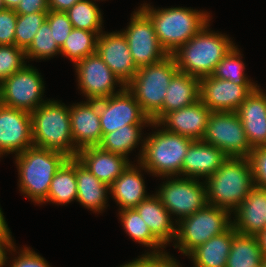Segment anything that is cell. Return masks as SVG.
I'll return each mask as SVG.
<instances>
[{
	"label": "cell",
	"mask_w": 266,
	"mask_h": 267,
	"mask_svg": "<svg viewBox=\"0 0 266 267\" xmlns=\"http://www.w3.org/2000/svg\"><path fill=\"white\" fill-rule=\"evenodd\" d=\"M261 267H266V260L263 261L262 266Z\"/></svg>",
	"instance_id": "obj_51"
},
{
	"label": "cell",
	"mask_w": 266,
	"mask_h": 267,
	"mask_svg": "<svg viewBox=\"0 0 266 267\" xmlns=\"http://www.w3.org/2000/svg\"><path fill=\"white\" fill-rule=\"evenodd\" d=\"M252 149L266 146V94L259 86L236 110Z\"/></svg>",
	"instance_id": "obj_20"
},
{
	"label": "cell",
	"mask_w": 266,
	"mask_h": 267,
	"mask_svg": "<svg viewBox=\"0 0 266 267\" xmlns=\"http://www.w3.org/2000/svg\"><path fill=\"white\" fill-rule=\"evenodd\" d=\"M144 3L139 8L151 19L159 44L168 55L195 36L208 22L210 13L191 8L154 9Z\"/></svg>",
	"instance_id": "obj_2"
},
{
	"label": "cell",
	"mask_w": 266,
	"mask_h": 267,
	"mask_svg": "<svg viewBox=\"0 0 266 267\" xmlns=\"http://www.w3.org/2000/svg\"><path fill=\"white\" fill-rule=\"evenodd\" d=\"M98 35L83 29L73 28L66 38L60 54L68 57L73 64L96 53Z\"/></svg>",
	"instance_id": "obj_33"
},
{
	"label": "cell",
	"mask_w": 266,
	"mask_h": 267,
	"mask_svg": "<svg viewBox=\"0 0 266 267\" xmlns=\"http://www.w3.org/2000/svg\"><path fill=\"white\" fill-rule=\"evenodd\" d=\"M162 109L151 119L157 122L165 113L190 106L200 100V79L177 72L166 90Z\"/></svg>",
	"instance_id": "obj_25"
},
{
	"label": "cell",
	"mask_w": 266,
	"mask_h": 267,
	"mask_svg": "<svg viewBox=\"0 0 266 267\" xmlns=\"http://www.w3.org/2000/svg\"><path fill=\"white\" fill-rule=\"evenodd\" d=\"M32 146L31 113L0 103V157Z\"/></svg>",
	"instance_id": "obj_16"
},
{
	"label": "cell",
	"mask_w": 266,
	"mask_h": 267,
	"mask_svg": "<svg viewBox=\"0 0 266 267\" xmlns=\"http://www.w3.org/2000/svg\"><path fill=\"white\" fill-rule=\"evenodd\" d=\"M78 1L81 0H49V9L51 11L66 12Z\"/></svg>",
	"instance_id": "obj_46"
},
{
	"label": "cell",
	"mask_w": 266,
	"mask_h": 267,
	"mask_svg": "<svg viewBox=\"0 0 266 267\" xmlns=\"http://www.w3.org/2000/svg\"><path fill=\"white\" fill-rule=\"evenodd\" d=\"M139 165L129 164L109 186L110 192L108 194H112L113 199L119 205V210L135 208L141 201L150 196L146 194L145 181L141 174L143 167L141 164Z\"/></svg>",
	"instance_id": "obj_24"
},
{
	"label": "cell",
	"mask_w": 266,
	"mask_h": 267,
	"mask_svg": "<svg viewBox=\"0 0 266 267\" xmlns=\"http://www.w3.org/2000/svg\"><path fill=\"white\" fill-rule=\"evenodd\" d=\"M17 13L14 9L0 11V45H15Z\"/></svg>",
	"instance_id": "obj_41"
},
{
	"label": "cell",
	"mask_w": 266,
	"mask_h": 267,
	"mask_svg": "<svg viewBox=\"0 0 266 267\" xmlns=\"http://www.w3.org/2000/svg\"><path fill=\"white\" fill-rule=\"evenodd\" d=\"M74 200H77L76 158H68L53 177L42 203L65 205Z\"/></svg>",
	"instance_id": "obj_29"
},
{
	"label": "cell",
	"mask_w": 266,
	"mask_h": 267,
	"mask_svg": "<svg viewBox=\"0 0 266 267\" xmlns=\"http://www.w3.org/2000/svg\"><path fill=\"white\" fill-rule=\"evenodd\" d=\"M227 158L219 148L202 140H195L183 159L182 176L206 179L213 175Z\"/></svg>",
	"instance_id": "obj_22"
},
{
	"label": "cell",
	"mask_w": 266,
	"mask_h": 267,
	"mask_svg": "<svg viewBox=\"0 0 266 267\" xmlns=\"http://www.w3.org/2000/svg\"><path fill=\"white\" fill-rule=\"evenodd\" d=\"M96 52L104 63L126 85L136 74V67L122 31L98 35Z\"/></svg>",
	"instance_id": "obj_17"
},
{
	"label": "cell",
	"mask_w": 266,
	"mask_h": 267,
	"mask_svg": "<svg viewBox=\"0 0 266 267\" xmlns=\"http://www.w3.org/2000/svg\"><path fill=\"white\" fill-rule=\"evenodd\" d=\"M76 159L97 179L110 186L130 164L124 156L107 152L98 146L81 148Z\"/></svg>",
	"instance_id": "obj_21"
},
{
	"label": "cell",
	"mask_w": 266,
	"mask_h": 267,
	"mask_svg": "<svg viewBox=\"0 0 266 267\" xmlns=\"http://www.w3.org/2000/svg\"><path fill=\"white\" fill-rule=\"evenodd\" d=\"M264 259L256 235L237 233L233 227L226 267H261Z\"/></svg>",
	"instance_id": "obj_30"
},
{
	"label": "cell",
	"mask_w": 266,
	"mask_h": 267,
	"mask_svg": "<svg viewBox=\"0 0 266 267\" xmlns=\"http://www.w3.org/2000/svg\"><path fill=\"white\" fill-rule=\"evenodd\" d=\"M73 28L95 32L99 35L102 30V13L93 0H81L66 11Z\"/></svg>",
	"instance_id": "obj_34"
},
{
	"label": "cell",
	"mask_w": 266,
	"mask_h": 267,
	"mask_svg": "<svg viewBox=\"0 0 266 267\" xmlns=\"http://www.w3.org/2000/svg\"><path fill=\"white\" fill-rule=\"evenodd\" d=\"M229 210L207 204L194 214L176 222L174 248L187 256L210 238L226 232L232 226Z\"/></svg>",
	"instance_id": "obj_8"
},
{
	"label": "cell",
	"mask_w": 266,
	"mask_h": 267,
	"mask_svg": "<svg viewBox=\"0 0 266 267\" xmlns=\"http://www.w3.org/2000/svg\"><path fill=\"white\" fill-rule=\"evenodd\" d=\"M175 267H181L177 261H175Z\"/></svg>",
	"instance_id": "obj_52"
},
{
	"label": "cell",
	"mask_w": 266,
	"mask_h": 267,
	"mask_svg": "<svg viewBox=\"0 0 266 267\" xmlns=\"http://www.w3.org/2000/svg\"><path fill=\"white\" fill-rule=\"evenodd\" d=\"M204 182L208 204L231 213L255 187L249 158L228 157Z\"/></svg>",
	"instance_id": "obj_3"
},
{
	"label": "cell",
	"mask_w": 266,
	"mask_h": 267,
	"mask_svg": "<svg viewBox=\"0 0 266 267\" xmlns=\"http://www.w3.org/2000/svg\"><path fill=\"white\" fill-rule=\"evenodd\" d=\"M258 85H237L212 75L200 78V100L212 112H236Z\"/></svg>",
	"instance_id": "obj_15"
},
{
	"label": "cell",
	"mask_w": 266,
	"mask_h": 267,
	"mask_svg": "<svg viewBox=\"0 0 266 267\" xmlns=\"http://www.w3.org/2000/svg\"><path fill=\"white\" fill-rule=\"evenodd\" d=\"M176 177L166 176L167 180L155 194L171 216H177L175 224L208 204L205 182L195 178Z\"/></svg>",
	"instance_id": "obj_9"
},
{
	"label": "cell",
	"mask_w": 266,
	"mask_h": 267,
	"mask_svg": "<svg viewBox=\"0 0 266 267\" xmlns=\"http://www.w3.org/2000/svg\"><path fill=\"white\" fill-rule=\"evenodd\" d=\"M232 241L233 226L199 245L187 256L191 258L193 267H226Z\"/></svg>",
	"instance_id": "obj_28"
},
{
	"label": "cell",
	"mask_w": 266,
	"mask_h": 267,
	"mask_svg": "<svg viewBox=\"0 0 266 267\" xmlns=\"http://www.w3.org/2000/svg\"><path fill=\"white\" fill-rule=\"evenodd\" d=\"M98 107L103 135L124 125L151 123L126 87L117 94L98 99Z\"/></svg>",
	"instance_id": "obj_14"
},
{
	"label": "cell",
	"mask_w": 266,
	"mask_h": 267,
	"mask_svg": "<svg viewBox=\"0 0 266 267\" xmlns=\"http://www.w3.org/2000/svg\"><path fill=\"white\" fill-rule=\"evenodd\" d=\"M15 157L19 190L34 203L42 204L53 177L69 157L59 151L34 146Z\"/></svg>",
	"instance_id": "obj_5"
},
{
	"label": "cell",
	"mask_w": 266,
	"mask_h": 267,
	"mask_svg": "<svg viewBox=\"0 0 266 267\" xmlns=\"http://www.w3.org/2000/svg\"><path fill=\"white\" fill-rule=\"evenodd\" d=\"M248 158L255 186L266 189V146L254 148Z\"/></svg>",
	"instance_id": "obj_40"
},
{
	"label": "cell",
	"mask_w": 266,
	"mask_h": 267,
	"mask_svg": "<svg viewBox=\"0 0 266 267\" xmlns=\"http://www.w3.org/2000/svg\"><path fill=\"white\" fill-rule=\"evenodd\" d=\"M150 124H133L124 125L123 127L106 133L102 136L100 143L97 145L100 149L112 152L121 156L127 157L138 144L142 143L143 149L144 139L142 140L141 132L143 126H149ZM141 140V142H140Z\"/></svg>",
	"instance_id": "obj_31"
},
{
	"label": "cell",
	"mask_w": 266,
	"mask_h": 267,
	"mask_svg": "<svg viewBox=\"0 0 266 267\" xmlns=\"http://www.w3.org/2000/svg\"><path fill=\"white\" fill-rule=\"evenodd\" d=\"M15 248L9 227L0 230V267L5 266L8 261L7 252H16Z\"/></svg>",
	"instance_id": "obj_45"
},
{
	"label": "cell",
	"mask_w": 266,
	"mask_h": 267,
	"mask_svg": "<svg viewBox=\"0 0 266 267\" xmlns=\"http://www.w3.org/2000/svg\"><path fill=\"white\" fill-rule=\"evenodd\" d=\"M232 226L237 233L257 235L265 229L266 189L255 186L233 211Z\"/></svg>",
	"instance_id": "obj_23"
},
{
	"label": "cell",
	"mask_w": 266,
	"mask_h": 267,
	"mask_svg": "<svg viewBox=\"0 0 266 267\" xmlns=\"http://www.w3.org/2000/svg\"><path fill=\"white\" fill-rule=\"evenodd\" d=\"M234 46L216 66L212 76L217 79L231 81L237 85H257L246 77L245 64L242 61L240 50Z\"/></svg>",
	"instance_id": "obj_35"
},
{
	"label": "cell",
	"mask_w": 266,
	"mask_h": 267,
	"mask_svg": "<svg viewBox=\"0 0 266 267\" xmlns=\"http://www.w3.org/2000/svg\"><path fill=\"white\" fill-rule=\"evenodd\" d=\"M263 259L266 260V229L256 235Z\"/></svg>",
	"instance_id": "obj_47"
},
{
	"label": "cell",
	"mask_w": 266,
	"mask_h": 267,
	"mask_svg": "<svg viewBox=\"0 0 266 267\" xmlns=\"http://www.w3.org/2000/svg\"><path fill=\"white\" fill-rule=\"evenodd\" d=\"M177 72L174 57L168 55L158 63L138 68L125 85L150 120L162 109L166 90Z\"/></svg>",
	"instance_id": "obj_7"
},
{
	"label": "cell",
	"mask_w": 266,
	"mask_h": 267,
	"mask_svg": "<svg viewBox=\"0 0 266 267\" xmlns=\"http://www.w3.org/2000/svg\"><path fill=\"white\" fill-rule=\"evenodd\" d=\"M4 9H5V6H4L3 0H0V11Z\"/></svg>",
	"instance_id": "obj_50"
},
{
	"label": "cell",
	"mask_w": 266,
	"mask_h": 267,
	"mask_svg": "<svg viewBox=\"0 0 266 267\" xmlns=\"http://www.w3.org/2000/svg\"><path fill=\"white\" fill-rule=\"evenodd\" d=\"M78 89L82 91L87 100H97L110 97L121 92L125 85L104 63L98 53L89 55L74 64ZM115 85H120L119 91L115 92Z\"/></svg>",
	"instance_id": "obj_13"
},
{
	"label": "cell",
	"mask_w": 266,
	"mask_h": 267,
	"mask_svg": "<svg viewBox=\"0 0 266 267\" xmlns=\"http://www.w3.org/2000/svg\"><path fill=\"white\" fill-rule=\"evenodd\" d=\"M211 113L212 111L198 100L190 106L165 113L157 122H151L150 126H155L156 129L163 125V129L170 132L193 140H202Z\"/></svg>",
	"instance_id": "obj_18"
},
{
	"label": "cell",
	"mask_w": 266,
	"mask_h": 267,
	"mask_svg": "<svg viewBox=\"0 0 266 267\" xmlns=\"http://www.w3.org/2000/svg\"><path fill=\"white\" fill-rule=\"evenodd\" d=\"M156 131L144 139L137 164L155 177L181 176L183 159L195 140L163 127Z\"/></svg>",
	"instance_id": "obj_6"
},
{
	"label": "cell",
	"mask_w": 266,
	"mask_h": 267,
	"mask_svg": "<svg viewBox=\"0 0 266 267\" xmlns=\"http://www.w3.org/2000/svg\"><path fill=\"white\" fill-rule=\"evenodd\" d=\"M202 141L219 148L227 157L248 158L253 150L236 112H212Z\"/></svg>",
	"instance_id": "obj_10"
},
{
	"label": "cell",
	"mask_w": 266,
	"mask_h": 267,
	"mask_svg": "<svg viewBox=\"0 0 266 267\" xmlns=\"http://www.w3.org/2000/svg\"><path fill=\"white\" fill-rule=\"evenodd\" d=\"M209 22L171 55L179 72L201 78L212 75L216 66L235 46L230 38L209 29Z\"/></svg>",
	"instance_id": "obj_1"
},
{
	"label": "cell",
	"mask_w": 266,
	"mask_h": 267,
	"mask_svg": "<svg viewBox=\"0 0 266 267\" xmlns=\"http://www.w3.org/2000/svg\"><path fill=\"white\" fill-rule=\"evenodd\" d=\"M8 227L2 209L0 207V230H4Z\"/></svg>",
	"instance_id": "obj_49"
},
{
	"label": "cell",
	"mask_w": 266,
	"mask_h": 267,
	"mask_svg": "<svg viewBox=\"0 0 266 267\" xmlns=\"http://www.w3.org/2000/svg\"><path fill=\"white\" fill-rule=\"evenodd\" d=\"M151 233L166 247L176 237V225L171 214L156 195H150L134 208Z\"/></svg>",
	"instance_id": "obj_26"
},
{
	"label": "cell",
	"mask_w": 266,
	"mask_h": 267,
	"mask_svg": "<svg viewBox=\"0 0 266 267\" xmlns=\"http://www.w3.org/2000/svg\"><path fill=\"white\" fill-rule=\"evenodd\" d=\"M33 146L76 158L79 149L72 137L70 106L48 100L31 113Z\"/></svg>",
	"instance_id": "obj_4"
},
{
	"label": "cell",
	"mask_w": 266,
	"mask_h": 267,
	"mask_svg": "<svg viewBox=\"0 0 266 267\" xmlns=\"http://www.w3.org/2000/svg\"><path fill=\"white\" fill-rule=\"evenodd\" d=\"M21 0H3L4 6L7 9H15Z\"/></svg>",
	"instance_id": "obj_48"
},
{
	"label": "cell",
	"mask_w": 266,
	"mask_h": 267,
	"mask_svg": "<svg viewBox=\"0 0 266 267\" xmlns=\"http://www.w3.org/2000/svg\"><path fill=\"white\" fill-rule=\"evenodd\" d=\"M49 10V0H21L14 9L17 14L48 12Z\"/></svg>",
	"instance_id": "obj_44"
},
{
	"label": "cell",
	"mask_w": 266,
	"mask_h": 267,
	"mask_svg": "<svg viewBox=\"0 0 266 267\" xmlns=\"http://www.w3.org/2000/svg\"><path fill=\"white\" fill-rule=\"evenodd\" d=\"M118 214L119 219H121V225L130 238L153 250L146 254L165 253V250H162L165 246L151 233L145 221L134 208L120 210Z\"/></svg>",
	"instance_id": "obj_32"
},
{
	"label": "cell",
	"mask_w": 266,
	"mask_h": 267,
	"mask_svg": "<svg viewBox=\"0 0 266 267\" xmlns=\"http://www.w3.org/2000/svg\"><path fill=\"white\" fill-rule=\"evenodd\" d=\"M17 253L20 254L12 260L10 267H51L41 255L32 251L30 247H24Z\"/></svg>",
	"instance_id": "obj_43"
},
{
	"label": "cell",
	"mask_w": 266,
	"mask_h": 267,
	"mask_svg": "<svg viewBox=\"0 0 266 267\" xmlns=\"http://www.w3.org/2000/svg\"><path fill=\"white\" fill-rule=\"evenodd\" d=\"M131 15L128 27L122 32L136 67L155 64L167 57V52L159 44L151 19L140 8Z\"/></svg>",
	"instance_id": "obj_12"
},
{
	"label": "cell",
	"mask_w": 266,
	"mask_h": 267,
	"mask_svg": "<svg viewBox=\"0 0 266 267\" xmlns=\"http://www.w3.org/2000/svg\"><path fill=\"white\" fill-rule=\"evenodd\" d=\"M25 50L16 45H0V83L22 69L26 63Z\"/></svg>",
	"instance_id": "obj_38"
},
{
	"label": "cell",
	"mask_w": 266,
	"mask_h": 267,
	"mask_svg": "<svg viewBox=\"0 0 266 267\" xmlns=\"http://www.w3.org/2000/svg\"><path fill=\"white\" fill-rule=\"evenodd\" d=\"M77 202L91 211L102 212L107 208L109 186L97 179L76 159Z\"/></svg>",
	"instance_id": "obj_27"
},
{
	"label": "cell",
	"mask_w": 266,
	"mask_h": 267,
	"mask_svg": "<svg viewBox=\"0 0 266 267\" xmlns=\"http://www.w3.org/2000/svg\"><path fill=\"white\" fill-rule=\"evenodd\" d=\"M48 12L17 14L15 27V45L26 50L33 42L34 36L46 20Z\"/></svg>",
	"instance_id": "obj_37"
},
{
	"label": "cell",
	"mask_w": 266,
	"mask_h": 267,
	"mask_svg": "<svg viewBox=\"0 0 266 267\" xmlns=\"http://www.w3.org/2000/svg\"><path fill=\"white\" fill-rule=\"evenodd\" d=\"M175 261L176 259L165 251L162 254H143L120 267H175Z\"/></svg>",
	"instance_id": "obj_42"
},
{
	"label": "cell",
	"mask_w": 266,
	"mask_h": 267,
	"mask_svg": "<svg viewBox=\"0 0 266 267\" xmlns=\"http://www.w3.org/2000/svg\"><path fill=\"white\" fill-rule=\"evenodd\" d=\"M70 120L73 142L79 150L100 143L103 134L98 99L71 105Z\"/></svg>",
	"instance_id": "obj_19"
},
{
	"label": "cell",
	"mask_w": 266,
	"mask_h": 267,
	"mask_svg": "<svg viewBox=\"0 0 266 267\" xmlns=\"http://www.w3.org/2000/svg\"><path fill=\"white\" fill-rule=\"evenodd\" d=\"M46 21L52 30L56 44L61 48L73 29L68 15L66 12L49 10L46 16Z\"/></svg>",
	"instance_id": "obj_39"
},
{
	"label": "cell",
	"mask_w": 266,
	"mask_h": 267,
	"mask_svg": "<svg viewBox=\"0 0 266 267\" xmlns=\"http://www.w3.org/2000/svg\"><path fill=\"white\" fill-rule=\"evenodd\" d=\"M25 65L19 71L0 83V103L32 113L43 100L45 84L43 78L32 65Z\"/></svg>",
	"instance_id": "obj_11"
},
{
	"label": "cell",
	"mask_w": 266,
	"mask_h": 267,
	"mask_svg": "<svg viewBox=\"0 0 266 267\" xmlns=\"http://www.w3.org/2000/svg\"><path fill=\"white\" fill-rule=\"evenodd\" d=\"M60 54V48L54 40L52 30L45 20L34 36L33 42L25 50L26 59H50Z\"/></svg>",
	"instance_id": "obj_36"
}]
</instances>
